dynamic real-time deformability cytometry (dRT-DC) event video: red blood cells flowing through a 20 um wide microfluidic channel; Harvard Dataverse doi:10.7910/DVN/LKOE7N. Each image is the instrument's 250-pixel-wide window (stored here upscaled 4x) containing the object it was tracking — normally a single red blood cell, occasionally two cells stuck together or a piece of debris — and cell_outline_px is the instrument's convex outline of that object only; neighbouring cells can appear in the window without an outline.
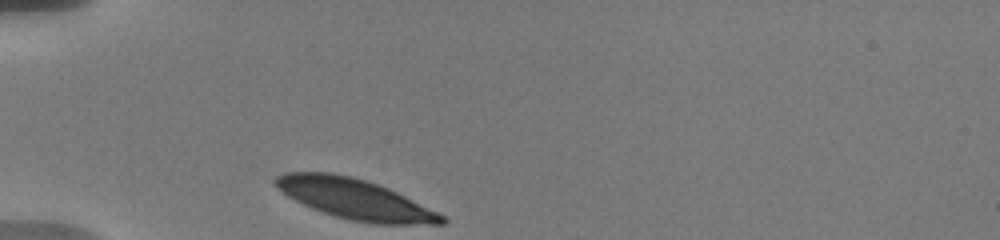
{"species": "human", "species_latin": "Homo sapiens", "temperature_condition": "warm", "stored_images_in_passage": 16, "camera_frame_rate_fps": 3000, "um_per_image_px": 0.085, "donor": {"sex": "male"}, "frame": {"image": 1, "passage_image": 1, "time_ms": 0.0, "image_size_px": [1000, 240], "cell_outline_px": [[448, 220], [444, 224], [372, 224], [352, 220], [336, 216], [312, 208], [288, 196], [276, 188], [272, 180], [276, 176], [284, 172], [332, 172], [352, 176], [368, 180], [388, 188], [444, 216]], "centroid_in_image_um": [30.12, 16.9], "position_along_channel_um": 54.9, "area_um2": 38.78}}
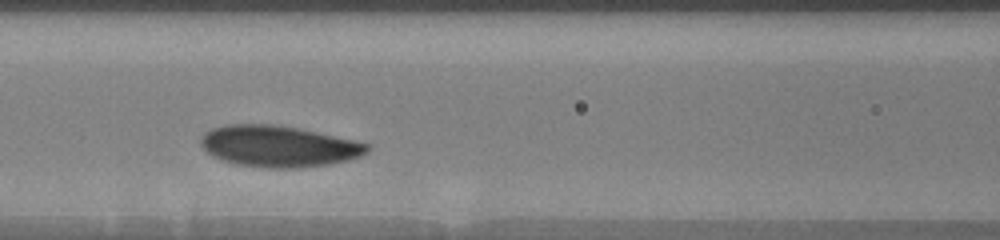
{"frame": {"image": 2, "passage_image": 7, "time_ms": 3.0, "image_size_px": [1000, 240], "cell_outline_px": [[368, 152], [360, 156], [348, 160], [332, 164], [300, 168], [260, 168], [232, 164], [212, 156], [200, 144], [200, 136], [204, 132], [212, 128], [228, 124], [272, 124], [296, 128], [356, 140], [368, 144]], "centroid_in_image_um": [23.65, 12.45], "position_along_channel_um": 143.0, "area_um2": 40.34}}
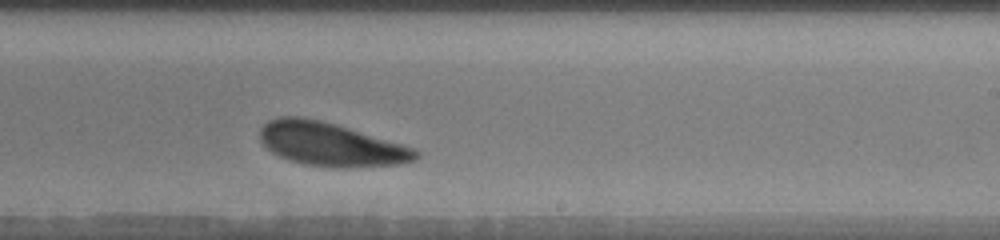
{"frame": {"image": 3, "passage_image": 16, "time_ms": 6.333, "image_size_px": [1000, 240], "cell_outline_px": [[420, 156], [416, 160], [400, 164], [352, 168], [332, 168], [304, 164], [288, 160], [272, 152], [260, 140], [260, 128], [268, 120], [280, 116], [300, 116], [320, 120], [336, 124], [416, 148], [420, 152]], "centroid_in_image_um": [28.14, 12.28], "position_along_channel_um": 260.9, "area_um2": 39.88}}